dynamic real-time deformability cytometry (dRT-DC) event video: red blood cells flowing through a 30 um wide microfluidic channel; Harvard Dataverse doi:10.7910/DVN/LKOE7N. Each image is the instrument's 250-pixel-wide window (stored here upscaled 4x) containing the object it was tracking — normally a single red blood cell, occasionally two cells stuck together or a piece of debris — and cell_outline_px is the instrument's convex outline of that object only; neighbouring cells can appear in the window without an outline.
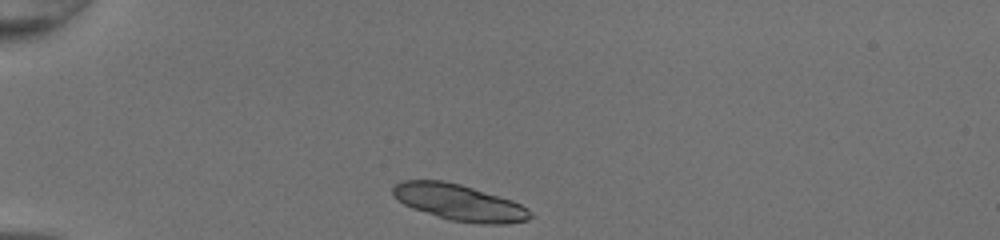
{"species": "common noctule bat (a hibernating species)", "species_latin": "Nyctalus noctula", "temperature_condition": "room temperature", "stored_images_in_passage": 35, "camera_frame_rate_fps": 3000, "um_per_image_px": 0.085, "animal": {"sex": "female", "body_mass_g": 20.0, "forearm_length_mm": 54.0}, "frame": {"image": 1, "passage_image": 1, "time_ms": 0.0, "image_size_px": [1000, 240], "cell_outline_px": [[532, 216], [528, 220], [508, 224], [484, 224], [452, 220], [412, 208], [396, 200], [392, 196], [392, 188], [400, 180], [444, 180], [460, 184], [512, 200], [528, 208], [532, 212]], "centroid_in_image_um": [39.03, 17.2], "position_along_channel_um": 46.0, "area_um2": 29.02}}